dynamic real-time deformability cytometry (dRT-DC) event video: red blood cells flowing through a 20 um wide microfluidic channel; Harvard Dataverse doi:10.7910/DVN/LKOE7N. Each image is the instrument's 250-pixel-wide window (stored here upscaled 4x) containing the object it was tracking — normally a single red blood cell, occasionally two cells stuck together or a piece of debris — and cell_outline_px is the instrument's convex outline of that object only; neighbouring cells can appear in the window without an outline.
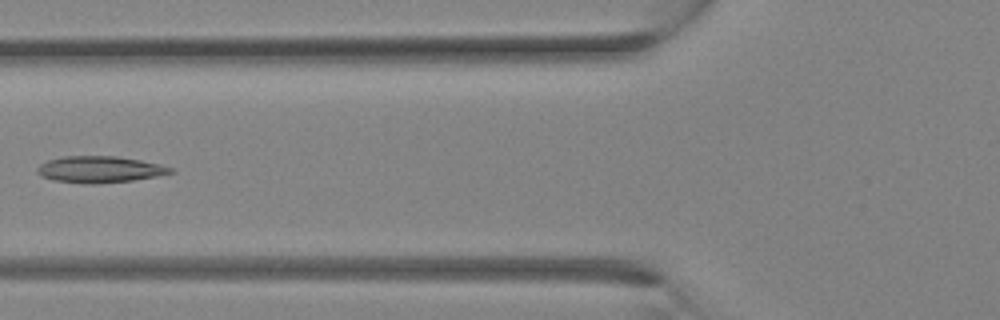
{"species": "Egyptian fruit bat (a non-hibernating species)", "species_latin": "Rousettus aegyptiacus", "temperature_condition": "room temperature", "stored_images_in_passage": 18, "camera_frame_rate_fps": 3000, "um_per_image_px": 0.085, "animal": {"sex": "female"}, "frame": {"image": 1, "passage_image": 13, "time_ms": 4.0, "image_size_px": [1000, 320], "cell_outline_px": [[176, 172], [156, 176], [132, 180], [96, 184], [88, 184], [52, 180], [40, 176], [36, 172], [36, 168], [40, 164], [48, 160], [64, 156], [116, 156], [140, 160], [160, 164], [176, 168]], "centroid_in_image_um": [8.48, 14.4], "position_along_channel_um": 117.3, "area_um2": 20.75}}
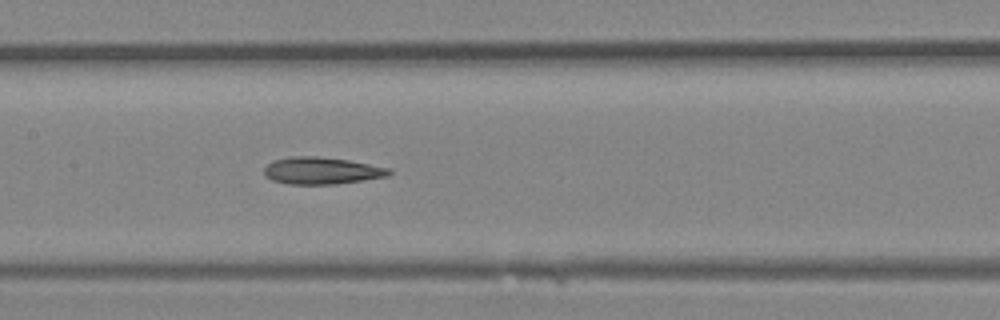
{"frame": {"image": 2, "passage_image": 16, "time_ms": 5.0, "image_size_px": [1000, 320], "cell_outline_px": [[392, 172], [388, 176], [364, 180], [336, 184], [288, 184], [272, 180], [264, 176], [264, 168], [268, 164], [276, 160], [288, 156], [316, 156], [348, 160], [392, 168]], "centroid_in_image_um": [27.36, 14.51], "position_along_channel_um": 180.0, "area_um2": 19.77}}
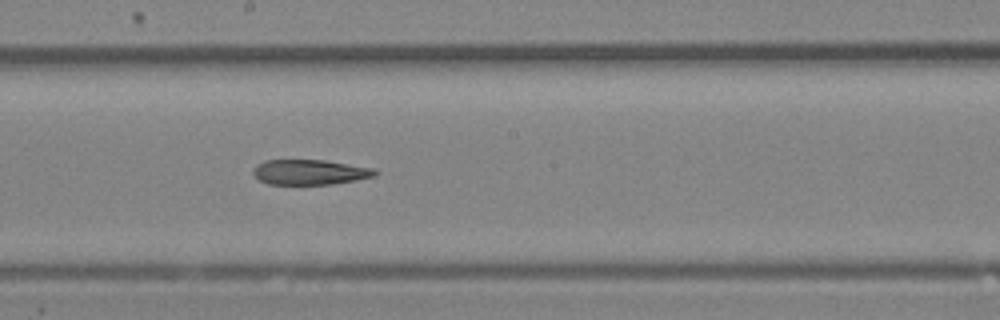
{"frame": {"image": 3, "passage_image": 18, "time_ms": 5.667, "image_size_px": [1000, 320], "cell_outline_px": [[380, 172], [376, 176], [356, 180], [332, 184], [268, 184], [260, 180], [252, 172], [252, 168], [256, 164], [264, 160], [324, 160], [376, 168]], "centroid_in_image_um": [26.37, 14.62], "position_along_channel_um": 221.8, "area_um2": 18.03}}